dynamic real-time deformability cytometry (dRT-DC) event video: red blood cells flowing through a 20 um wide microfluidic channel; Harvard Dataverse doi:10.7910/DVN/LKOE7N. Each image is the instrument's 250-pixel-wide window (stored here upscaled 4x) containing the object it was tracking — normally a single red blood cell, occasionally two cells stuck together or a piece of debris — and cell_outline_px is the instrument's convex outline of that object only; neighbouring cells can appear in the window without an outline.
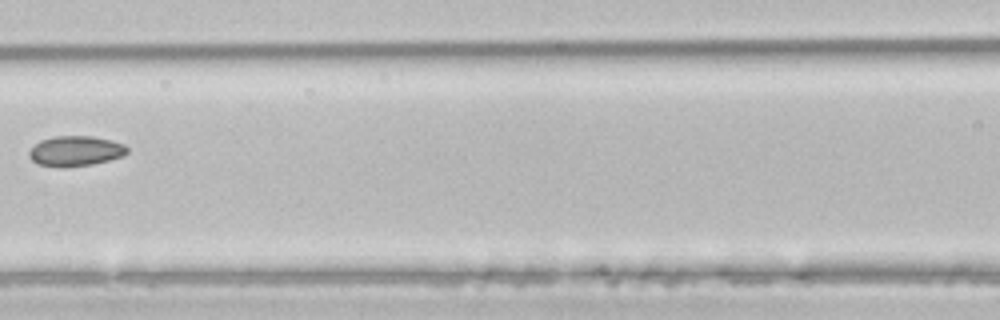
{"species": "common noctule bat (a hibernating species)", "species_latin": "Nyctalus noctula", "temperature_condition": "room temperature", "stored_images_in_passage": 6, "camera_frame_rate_fps": 3000, "um_per_image_px": 0.085, "animal": {"sex": "male", "body_mass_g": 21.5, "forearm_length_mm": 52.0}, "frame": {"image": 1, "passage_image": 6, "time_ms": 1.667, "image_size_px": [1000, 320], "cell_outline_px": [[128, 152], [124, 156], [92, 164], [56, 168], [36, 164], [28, 156], [28, 152], [40, 140], [52, 136], [92, 136], [112, 140], [124, 144], [128, 148]], "centroid_in_image_um": [6.4, 12.84], "position_along_channel_um": 160.2, "area_um2": 17.46}}